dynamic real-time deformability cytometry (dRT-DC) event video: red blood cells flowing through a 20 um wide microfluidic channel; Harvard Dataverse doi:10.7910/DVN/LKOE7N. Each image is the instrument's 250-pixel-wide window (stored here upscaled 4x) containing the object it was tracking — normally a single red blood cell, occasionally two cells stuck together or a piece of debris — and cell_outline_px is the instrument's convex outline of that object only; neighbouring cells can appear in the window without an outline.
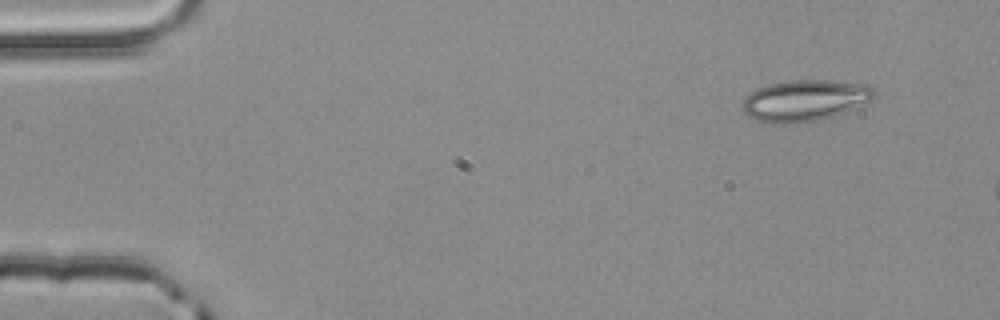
{"species": "common noctule bat (a hibernating species)", "species_latin": "Nyctalus noctula", "temperature_condition": "room temperature", "stored_images_in_passage": 3, "camera_frame_rate_fps": 3000, "um_per_image_px": 0.085, "animal": {"sex": "male", "body_mass_g": 20.4}, "frame": {"image": 1, "passage_image": 1, "time_ms": 0.0, "image_size_px": [1000, 320], "cell_outline_px": [[876, 96], [844, 112], [820, 120], [788, 124], [764, 124], [748, 116], [744, 112], [740, 104], [756, 88], [768, 84], [788, 80], [832, 80], [868, 84], [876, 92]], "centroid_in_image_um": [68.36, 8.54], "position_along_channel_um": 16.6, "area_um2": 31.91}}